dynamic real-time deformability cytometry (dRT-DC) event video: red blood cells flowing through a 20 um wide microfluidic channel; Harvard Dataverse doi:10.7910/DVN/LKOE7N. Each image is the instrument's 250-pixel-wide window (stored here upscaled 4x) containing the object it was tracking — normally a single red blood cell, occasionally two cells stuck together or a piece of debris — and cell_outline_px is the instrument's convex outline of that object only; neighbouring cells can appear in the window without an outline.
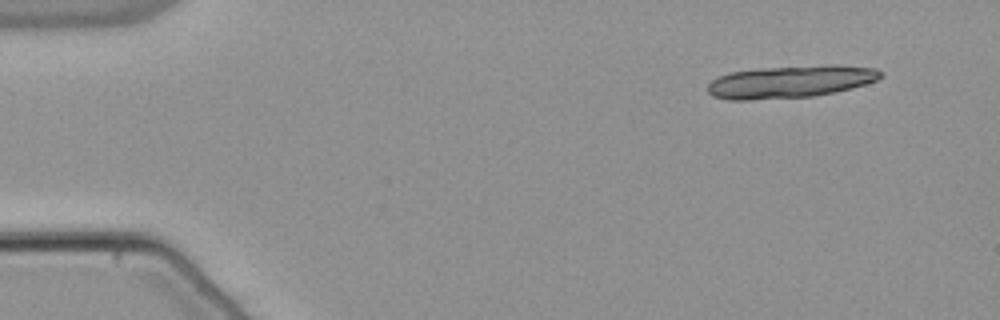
{"species": "common noctule bat (a hibernating species)", "species_latin": "Nyctalus noctula", "temperature_condition": "warm", "stored_images_in_passage": 19, "camera_frame_rate_fps": 3000, "um_per_image_px": 0.085, "animal": {"sex": "male", "body_mass_g": 21.5, "forearm_length_mm": 52.0}, "frame": {"image": 1, "passage_image": 1, "time_ms": 0.0, "image_size_px": [1000, 320], "cell_outline_px": [[884, 72], [876, 80], [852, 88], [812, 96], [748, 100], [728, 100], [712, 96], [708, 92], [708, 84], [712, 80], [728, 72], [760, 68], [828, 64], [836, 64], [876, 68]], "centroid_in_image_um": [67.17, 6.93], "position_along_channel_um": 17.8, "area_um2": 32.77}}